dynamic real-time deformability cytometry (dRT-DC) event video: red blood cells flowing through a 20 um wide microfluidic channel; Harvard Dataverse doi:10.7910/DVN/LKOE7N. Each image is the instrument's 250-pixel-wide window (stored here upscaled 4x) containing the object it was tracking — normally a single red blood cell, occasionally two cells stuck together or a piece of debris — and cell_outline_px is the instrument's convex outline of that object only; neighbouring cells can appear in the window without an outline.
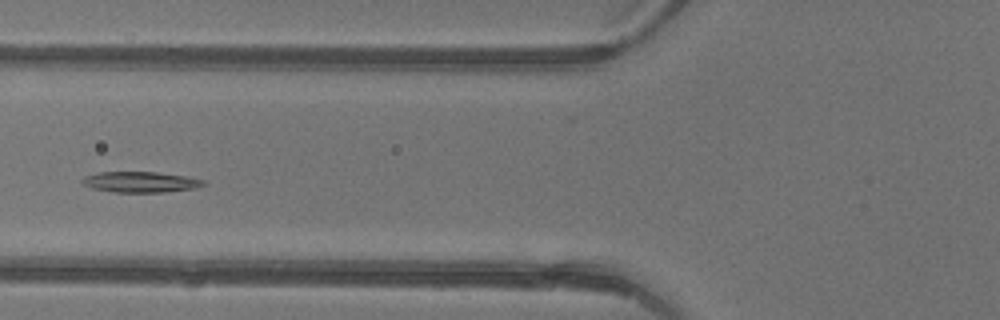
{"species": "common noctule bat (a hibernating species)", "species_latin": "Nyctalus noctula", "temperature_condition": "warm", "stored_images_in_passage": 3, "camera_frame_rate_fps": 3000, "um_per_image_px": 0.085, "animal": {"sex": "female"}, "frame": {"image": 1, "passage_image": 3, "time_ms": 0.667, "image_size_px": [1000, 320], "cell_outline_px": [[204, 184], [196, 188], [164, 192], [116, 192], [92, 188], [80, 184], [80, 180], [84, 176], [96, 172], [156, 172], [184, 176], [204, 180]], "centroid_in_image_um": [11.86, 15.47], "position_along_channel_um": 113.9, "area_um2": 14.62}}